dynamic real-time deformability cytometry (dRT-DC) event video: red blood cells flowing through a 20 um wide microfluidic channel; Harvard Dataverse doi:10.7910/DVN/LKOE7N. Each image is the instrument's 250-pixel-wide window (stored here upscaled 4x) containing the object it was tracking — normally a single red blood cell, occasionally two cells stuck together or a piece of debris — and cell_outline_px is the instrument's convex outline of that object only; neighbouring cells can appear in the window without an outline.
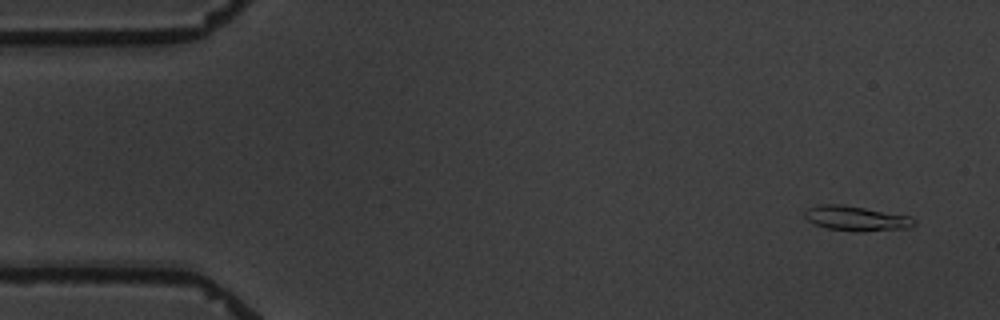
{"species": "common noctule bat (a hibernating species)", "species_latin": "Nyctalus noctula", "temperature_condition": "warm", "stored_images_in_passage": 5, "camera_frame_rate_fps": 3000, "um_per_image_px": 0.085, "animal": {"sex": "male", "body_mass_g": 19.5, "forearm_length_mm": 54.6}, "frame": {"image": 1, "passage_image": 1, "time_ms": 0.0, "image_size_px": [1000, 320], "cell_outline_px": [[916, 224], [908, 228], [856, 232], [828, 228], [816, 224], [808, 220], [804, 216], [804, 212], [808, 208], [820, 204], [840, 204], [912, 216], [916, 220]], "centroid_in_image_um": [72.81, 18.56], "position_along_channel_um": 12.2, "area_um2": 15.78}}
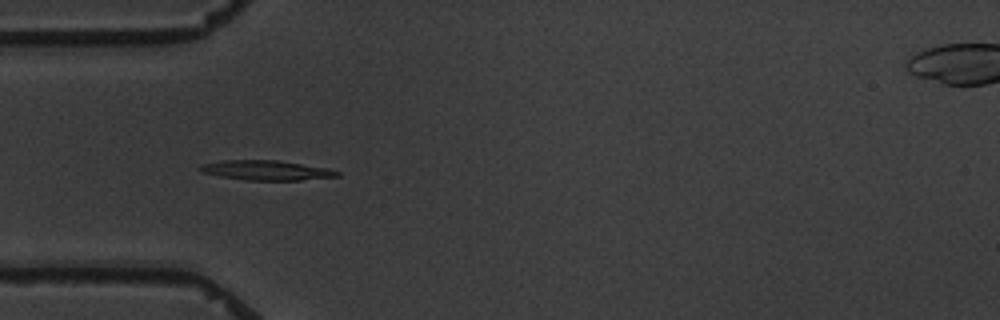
{"frame": {"image": 2, "passage_image": 5, "time_ms": 4.667, "image_size_px": [1000, 320], "cell_outline_px": [[340, 176], [300, 180], [244, 180], [220, 176], [204, 172], [196, 168], [200, 164], [224, 160], [276, 160], [328, 168], [340, 172]], "centroid_in_image_um": [22.62, 14.47], "position_along_channel_um": 62.4, "area_um2": 15.72}}